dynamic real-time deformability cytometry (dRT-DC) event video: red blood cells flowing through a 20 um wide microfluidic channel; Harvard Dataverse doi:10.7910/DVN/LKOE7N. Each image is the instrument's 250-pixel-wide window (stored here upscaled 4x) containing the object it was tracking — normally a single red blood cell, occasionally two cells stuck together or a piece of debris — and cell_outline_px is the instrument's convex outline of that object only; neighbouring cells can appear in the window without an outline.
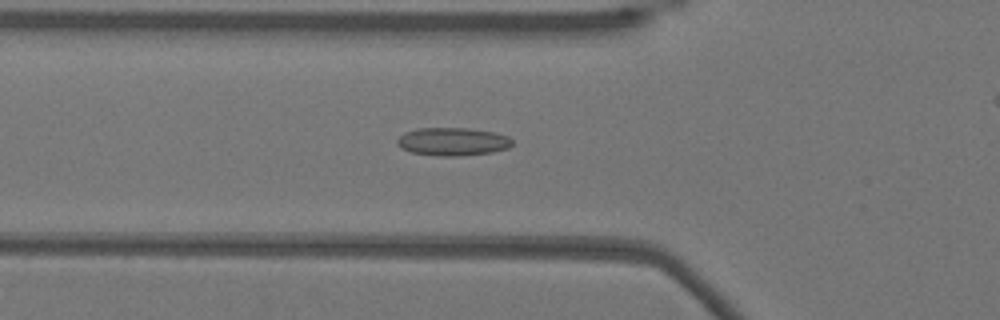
{"species": "Egyptian fruit bat (a non-hibernating species)", "species_latin": "Rousettus aegyptiacus", "temperature_condition": "warm", "stored_images_in_passage": 43, "camera_frame_rate_fps": 3000, "um_per_image_px": 0.085, "animal": {"sex": "female"}, "frame": {"image": 1, "passage_image": 15, "time_ms": 4.667, "image_size_px": [1000, 320], "cell_outline_px": [[512, 144], [508, 148], [492, 152], [460, 156], [436, 156], [412, 152], [400, 148], [396, 144], [396, 140], [404, 132], [416, 128], [468, 128], [496, 132], [508, 136], [512, 140]], "centroid_in_image_um": [38.46, 12.03], "position_along_channel_um": 87.3, "area_um2": 19.02}}
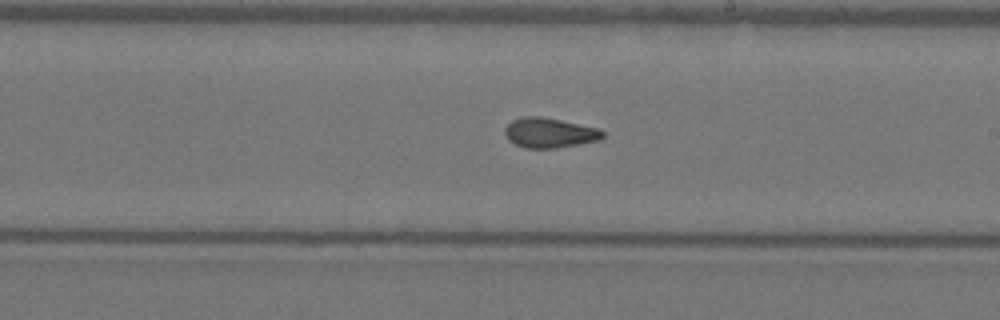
{"frame": {"image": 2, "passage_image": 27, "time_ms": 8.667, "image_size_px": [1000, 320], "cell_outline_px": [[604, 136], [600, 140], [556, 148], [524, 148], [508, 140], [504, 132], [504, 128], [512, 120], [520, 116], [540, 116], [600, 128], [604, 132]], "centroid_in_image_um": [46.7, 11.28], "position_along_channel_um": 242.3, "area_um2": 17.17}}
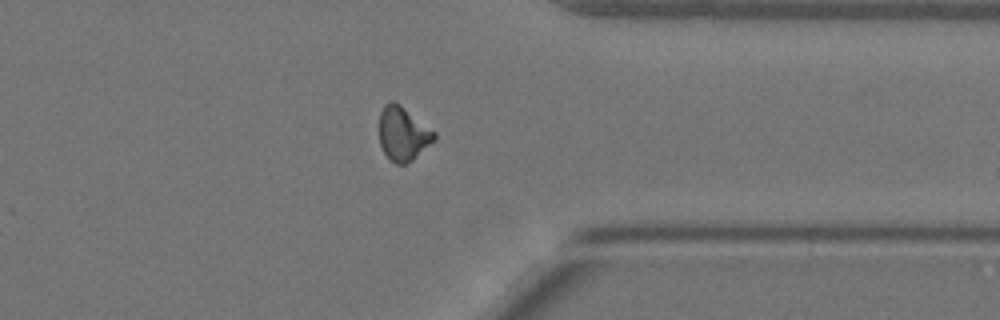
{"frame": {"image": 3, "passage_image": 38, "time_ms": 12.333, "image_size_px": [1000, 320], "cell_outline_px": [[436, 140], [412, 160], [404, 164], [396, 164], [388, 160], [380, 144], [380, 112], [384, 104], [392, 100], [400, 104], [436, 132]], "centroid_in_image_um": [34.26, 11.37], "position_along_channel_um": 377.1, "area_um2": 17.4}}